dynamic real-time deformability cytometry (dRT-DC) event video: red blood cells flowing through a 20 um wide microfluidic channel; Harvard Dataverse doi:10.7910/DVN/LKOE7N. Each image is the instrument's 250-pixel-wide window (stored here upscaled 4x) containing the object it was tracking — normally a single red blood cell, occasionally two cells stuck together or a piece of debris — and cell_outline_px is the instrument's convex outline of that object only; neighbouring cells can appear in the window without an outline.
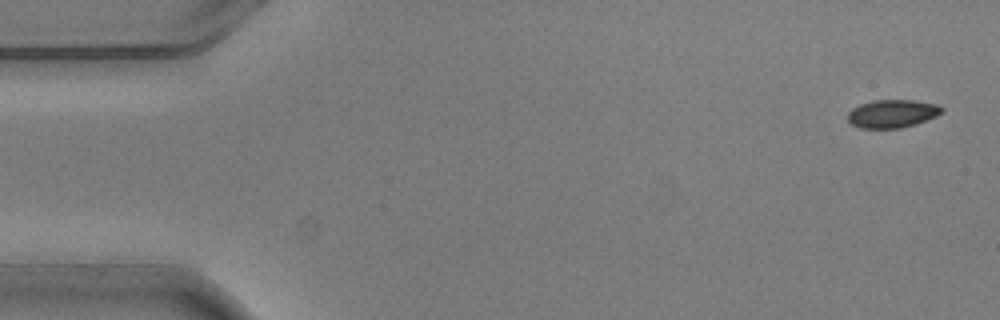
{"species": "common noctule bat (a hibernating species)", "species_latin": "Nyctalus noctula", "temperature_condition": "warm", "stored_images_in_passage": 4, "camera_frame_rate_fps": 3000, "um_per_image_px": 0.085, "animal": {"sex": "male", "body_mass_g": 20.5, "forearm_length_mm": 52.5}, "frame": {"image": 1, "passage_image": 1, "time_ms": 0.0, "image_size_px": [1000, 320], "cell_outline_px": [[944, 112], [936, 116], [916, 124], [900, 128], [860, 128], [852, 124], [848, 120], [848, 112], [852, 108], [860, 104], [872, 100], [912, 100], [936, 104], [944, 108]], "centroid_in_image_um": [75.85, 9.65], "position_along_channel_um": 9.2, "area_um2": 15.43}}
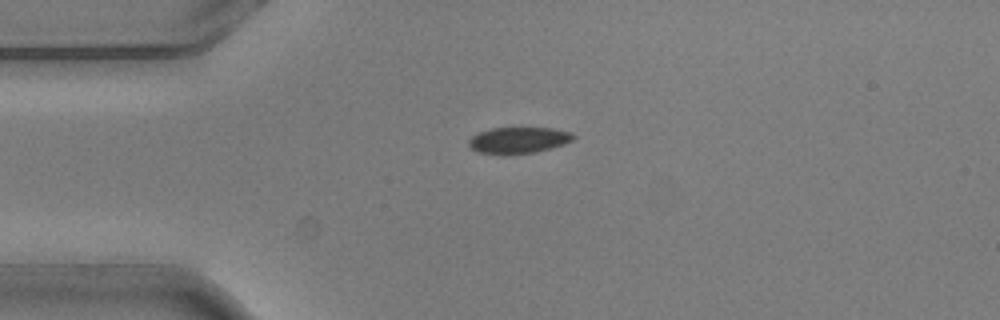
{"frame": {"image": 2, "passage_image": 4, "time_ms": 1.0, "image_size_px": [1000, 320], "cell_outline_px": [[576, 136], [572, 140], [564, 144], [552, 148], [536, 152], [500, 156], [476, 152], [468, 144], [468, 140], [472, 136], [480, 132], [492, 128], [552, 128], [572, 132]], "centroid_in_image_um": [44.06, 11.94], "position_along_channel_um": 40.9, "area_um2": 16.36}}